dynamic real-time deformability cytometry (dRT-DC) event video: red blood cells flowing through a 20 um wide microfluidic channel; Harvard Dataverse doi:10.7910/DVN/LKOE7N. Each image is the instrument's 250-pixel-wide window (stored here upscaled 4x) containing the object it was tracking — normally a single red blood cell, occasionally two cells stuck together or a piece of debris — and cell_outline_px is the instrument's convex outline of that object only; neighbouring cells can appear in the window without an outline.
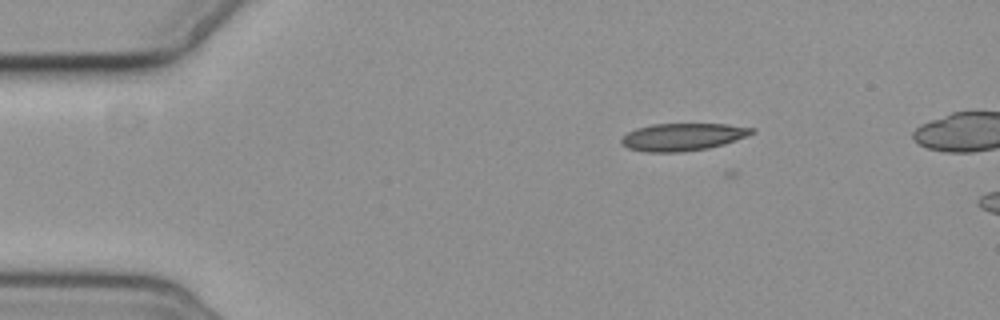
{"species": "common noctule bat (a hibernating species)", "species_latin": "Nyctalus noctula", "temperature_condition": "cold", "stored_images_in_passage": 3, "camera_frame_rate_fps": 3000, "um_per_image_px": 0.085, "animal": {"sex": "female", "body_mass_g": 19.3, "forearm_length_mm": 54.1}, "frame": {"image": 1, "passage_image": 1, "time_ms": 0.0, "image_size_px": [1000, 320], "cell_outline_px": [[756, 132], [724, 144], [708, 148], [684, 152], [644, 152], [628, 148], [620, 144], [620, 140], [628, 132], [636, 128], [652, 124], [728, 124], [756, 128]], "centroid_in_image_um": [58.02, 11.64], "position_along_channel_um": 27.0, "area_um2": 20.98}}